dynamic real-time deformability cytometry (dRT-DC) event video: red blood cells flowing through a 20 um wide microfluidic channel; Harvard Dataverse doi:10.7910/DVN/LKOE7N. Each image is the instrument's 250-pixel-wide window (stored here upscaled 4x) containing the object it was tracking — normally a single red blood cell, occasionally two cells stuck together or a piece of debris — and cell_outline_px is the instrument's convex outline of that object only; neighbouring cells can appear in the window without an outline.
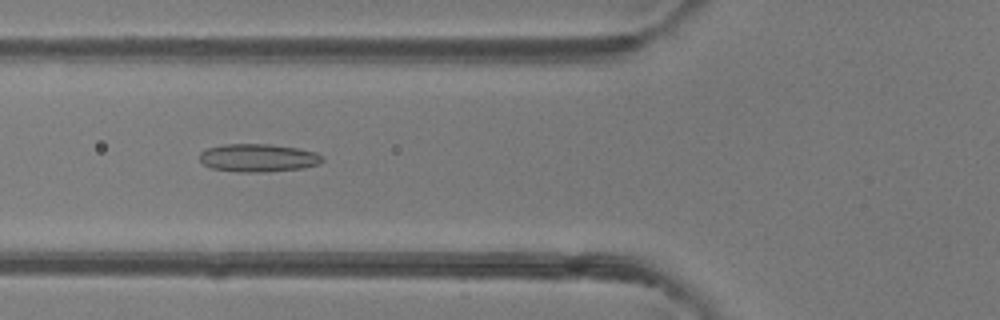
{"species": "common noctule bat (a hibernating species)", "species_latin": "Nyctalus noctula", "temperature_condition": "room temperature", "stored_images_in_passage": 49, "camera_frame_rate_fps": 3000, "um_per_image_px": 0.085, "animal": {"sex": "female"}, "frame": {"image": 1, "passage_image": 19, "time_ms": 6.0, "image_size_px": [1000, 320], "cell_outline_px": [[324, 160], [320, 164], [304, 168], [260, 172], [240, 172], [212, 168], [204, 164], [200, 160], [200, 152], [208, 148], [224, 144], [272, 144], [300, 148], [316, 152], [324, 156]], "centroid_in_image_um": [22.0, 13.41], "position_along_channel_um": 103.8, "area_um2": 20.17}}
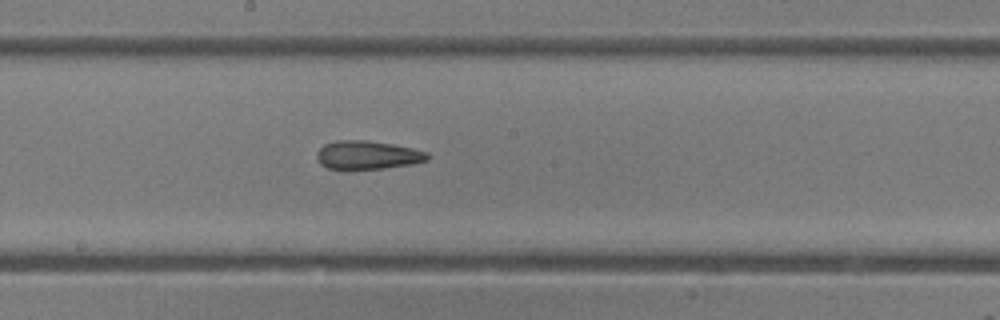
{"frame": {"image": 2, "passage_image": 27, "time_ms": 8.667, "image_size_px": [1000, 320], "cell_outline_px": [[428, 160], [412, 164], [384, 168], [328, 168], [320, 164], [316, 160], [316, 152], [324, 144], [336, 140], [368, 140], [392, 144], [412, 148], [428, 152]], "centroid_in_image_um": [31.22, 13.16], "position_along_channel_um": 217.0, "area_um2": 18.26}}
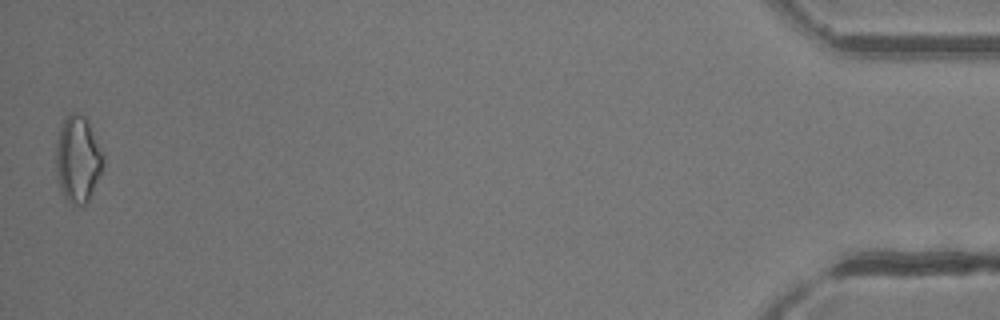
{"frame": {"image": 3, "passage_image": 49, "time_ms": 16.0, "image_size_px": [1000, 320], "cell_outline_px": [[104, 164], [92, 192], [88, 200], [84, 204], [72, 208], [64, 196], [60, 188], [56, 168], [56, 140], [60, 128], [64, 120], [72, 112], [76, 112], [84, 116], [88, 120], [104, 152]], "centroid_in_image_um": [6.63, 13.53], "position_along_channel_um": 428.6, "area_um2": 24.04}, "authors_computed_cell_mechanics": {"area_um2": 20.1144, "velocity_mm_per_s": 4.2241, "shape_relaxation_time_tau1_ms": null, "shape_relaxation_time_tau2_ms": 7.7949, "deformation_change_tau1": null, "deformation_change_tau2": 0.2046}}